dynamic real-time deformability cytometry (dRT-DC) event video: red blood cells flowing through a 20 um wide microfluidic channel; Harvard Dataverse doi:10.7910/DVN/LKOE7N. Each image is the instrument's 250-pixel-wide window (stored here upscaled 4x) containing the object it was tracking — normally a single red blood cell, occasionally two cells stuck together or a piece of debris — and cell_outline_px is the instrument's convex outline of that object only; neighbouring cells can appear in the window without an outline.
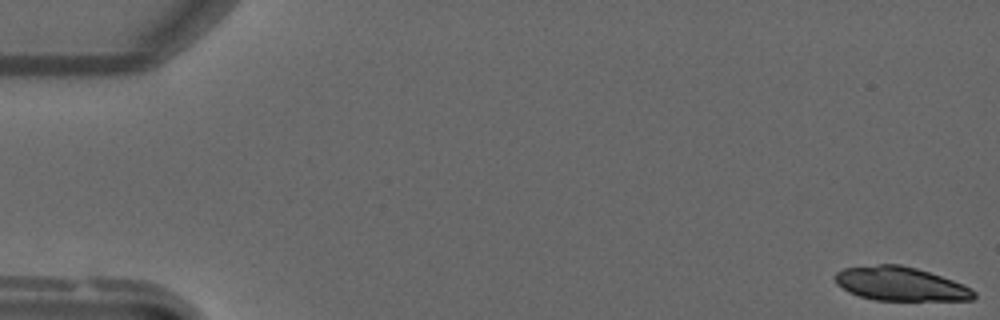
{"species": "common noctule bat (a hibernating species)", "species_latin": "Nyctalus noctula", "temperature_condition": "warm", "stored_images_in_passage": 49, "camera_frame_rate_fps": 3000, "um_per_image_px": 0.085, "animal": {"sex": "male", "forearm_length_mm": 52.5}, "frame": {"image": 1, "passage_image": 1, "time_ms": 0.0, "image_size_px": [1000, 320], "cell_outline_px": [[976, 296], [972, 300], [876, 300], [860, 296], [848, 292], [836, 284], [836, 272], [844, 268], [880, 264], [900, 264], [916, 268], [964, 284], [972, 288], [976, 292]], "centroid_in_image_um": [76.56, 24.13], "position_along_channel_um": 8.4, "area_um2": 27.28}}
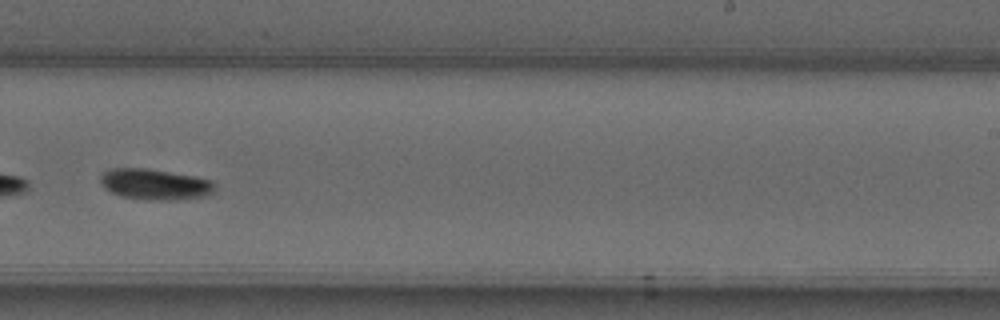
{"frame": {"image": 2, "passage_image": 32, "time_ms": 10.333, "image_size_px": [1000, 320], "cell_outline_px": [[216, 188], [208, 196], [176, 200], [148, 200], [120, 196], [112, 192], [100, 184], [100, 176], [104, 172], [112, 168], [144, 168], [196, 176], [212, 180], [216, 184]], "centroid_in_image_um": [13.21, 15.67], "position_along_channel_um": 275.8, "area_um2": 20.75}}
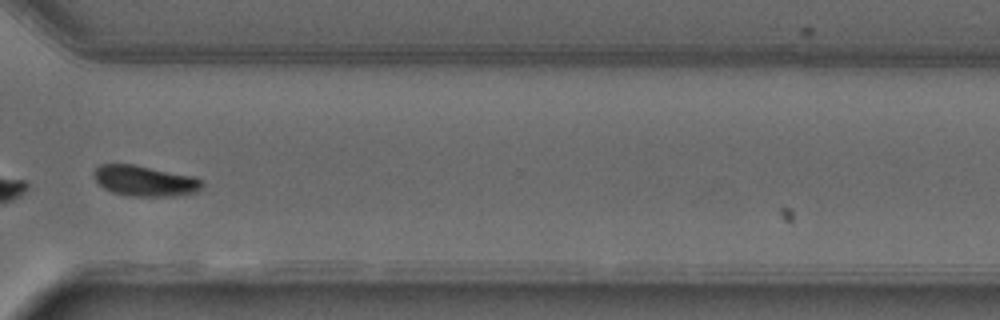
{"frame": {"image": 3, "passage_image": 38, "time_ms": 12.333, "image_size_px": [1000, 320], "cell_outline_px": [[204, 184], [196, 192], [176, 196], [128, 196], [112, 192], [104, 188], [92, 176], [92, 172], [100, 164], [132, 164], [192, 176], [200, 180]], "centroid_in_image_um": [12.27, 15.38], "position_along_channel_um": 358.3, "area_um2": 19.19}}